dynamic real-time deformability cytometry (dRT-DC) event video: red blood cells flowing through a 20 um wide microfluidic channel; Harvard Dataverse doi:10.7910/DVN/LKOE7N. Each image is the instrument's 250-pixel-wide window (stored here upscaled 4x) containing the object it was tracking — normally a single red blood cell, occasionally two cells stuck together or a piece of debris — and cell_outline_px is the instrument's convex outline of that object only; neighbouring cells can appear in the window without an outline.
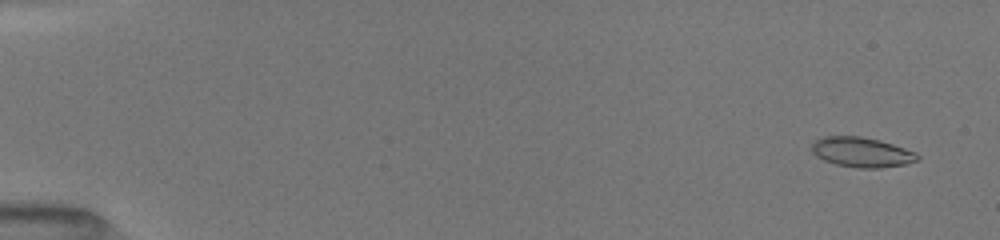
{"species": "common noctule bat (a hibernating species)", "species_latin": "Nyctalus noctula", "temperature_condition": "room temperature", "stored_images_in_passage": 9, "camera_frame_rate_fps": 3000, "um_per_image_px": 0.085, "animal": {"sex": "female", "body_mass_g": 19.5, "forearm_length_mm": 54.1}, "frame": {"image": 1, "passage_image": 2, "time_ms": 0.333, "image_size_px": [1000, 240], "cell_outline_px": [[920, 156], [916, 160], [904, 164], [876, 168], [864, 168], [836, 164], [824, 160], [812, 152], [812, 144], [816, 140], [824, 136], [860, 136], [892, 144], [904, 148]], "centroid_in_image_um": [73.2, 12.93], "position_along_channel_um": 11.8, "area_um2": 17.86}}